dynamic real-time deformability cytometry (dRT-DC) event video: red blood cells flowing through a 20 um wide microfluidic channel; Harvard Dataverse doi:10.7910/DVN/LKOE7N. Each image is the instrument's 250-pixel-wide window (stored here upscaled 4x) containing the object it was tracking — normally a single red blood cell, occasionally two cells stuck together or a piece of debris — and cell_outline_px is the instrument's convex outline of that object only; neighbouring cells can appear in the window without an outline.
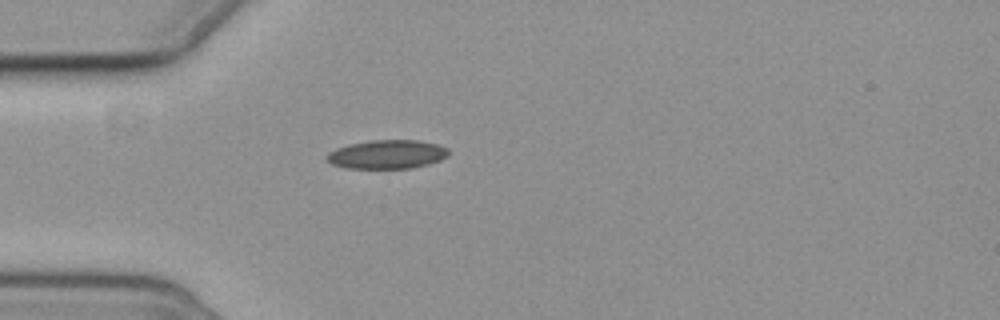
{"species": "common noctule bat (a hibernating species)", "species_latin": "Nyctalus noctula", "temperature_condition": "cold", "stored_images_in_passage": 2, "camera_frame_rate_fps": 3000, "um_per_image_px": 0.085, "animal": {"sex": "female", "body_mass_g": 19.3, "forearm_length_mm": 54.1}, "frame": {"image": 1, "passage_image": 1, "time_ms": 0.0, "image_size_px": [1000, 320], "cell_outline_px": [[448, 156], [440, 160], [428, 164], [412, 168], [348, 168], [332, 164], [324, 156], [328, 152], [336, 148], [348, 144], [368, 140], [420, 140], [436, 144], [448, 148]], "centroid_in_image_um": [32.89, 13.11], "position_along_channel_um": 52.1, "area_um2": 20.52}}